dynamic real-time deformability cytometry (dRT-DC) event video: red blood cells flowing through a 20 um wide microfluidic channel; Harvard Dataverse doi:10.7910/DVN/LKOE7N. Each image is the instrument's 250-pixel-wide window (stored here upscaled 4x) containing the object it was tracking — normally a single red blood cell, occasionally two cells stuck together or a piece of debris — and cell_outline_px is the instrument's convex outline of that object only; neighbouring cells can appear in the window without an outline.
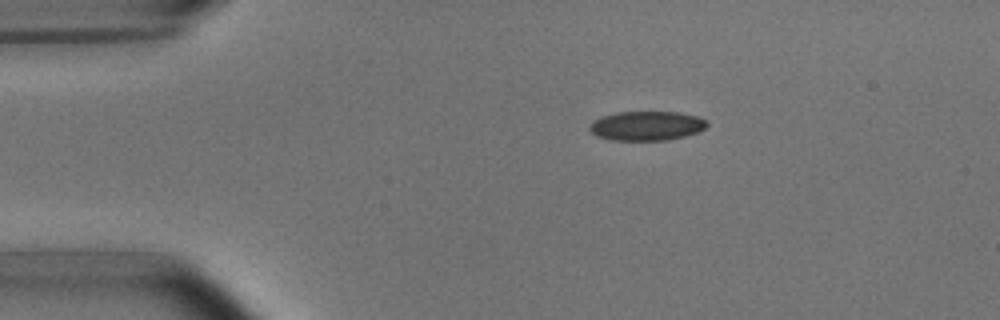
{"species": "common noctule bat (a hibernating species)", "species_latin": "Nyctalus noctula", "temperature_condition": "room temperature", "stored_images_in_passage": 44, "camera_frame_rate_fps": 3000, "um_per_image_px": 0.085, "animal": {"sex": "male", "body_mass_g": 15.6}, "frame": {"image": 1, "passage_image": 1, "time_ms": 0.0, "image_size_px": [1000, 320], "cell_outline_px": [[708, 124], [704, 128], [696, 132], [684, 136], [668, 140], [612, 140], [596, 136], [588, 128], [600, 116], [616, 112], [680, 112], [700, 116], [708, 120]], "centroid_in_image_um": [54.99, 10.68], "position_along_channel_um": 30.0, "area_um2": 20.11}}
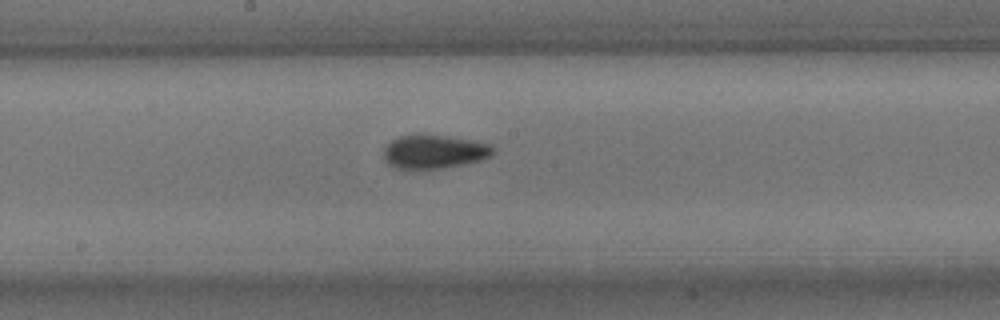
{"frame": {"image": 2, "passage_image": 19, "time_ms": 6.0, "image_size_px": [1000, 320], "cell_outline_px": [[496, 152], [492, 156], [480, 160], [464, 164], [440, 168], [396, 168], [388, 164], [384, 160], [384, 148], [392, 140], [400, 136], [412, 132], [444, 136], [472, 140], [492, 144], [496, 148]], "centroid_in_image_um": [36.93, 12.86], "position_along_channel_um": 211.3, "area_um2": 21.79}}
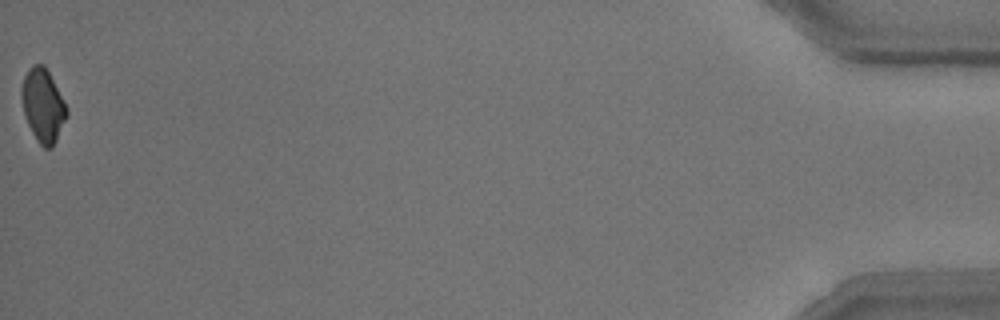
{"frame": {"image": 3, "passage_image": 44, "time_ms": 14.333, "image_size_px": [1000, 320], "cell_outline_px": [[68, 116], [52, 148], [44, 148], [36, 140], [28, 124], [24, 112], [20, 96], [20, 88], [24, 76], [28, 68], [32, 64], [44, 64], [68, 108]], "centroid_in_image_um": [3.64, 8.95], "position_along_channel_um": 431.6, "area_um2": 19.36}, "authors_computed_cell_mechanics": {"area_um2": 20.6057, "velocity_mm_per_s": 3.7921, "shape_relaxation_time_tau1_ms": 3.1034, "shape_relaxation_time_tau2_ms": 1.3395, "deformation_change_tau1": 0.09, "deformation_change_tau2": 0.0669}}